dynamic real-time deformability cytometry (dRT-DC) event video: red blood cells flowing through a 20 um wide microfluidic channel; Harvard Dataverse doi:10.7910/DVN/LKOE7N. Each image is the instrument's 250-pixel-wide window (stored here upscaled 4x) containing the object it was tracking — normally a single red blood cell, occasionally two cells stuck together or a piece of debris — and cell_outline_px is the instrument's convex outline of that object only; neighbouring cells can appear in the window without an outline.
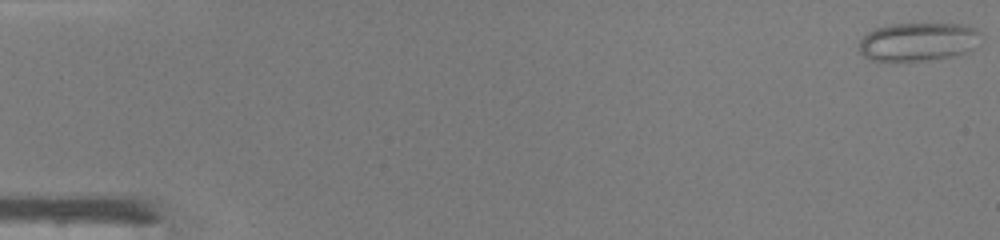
{"species": "common noctule bat (a hibernating species)", "species_latin": "Nyctalus noctula", "temperature_condition": "warm", "stored_images_in_passage": 47, "camera_frame_rate_fps": 3000, "um_per_image_px": 0.085, "animal": {"sex": "male", "body_mass_g": 19.0, "forearm_length_mm": 50.8}, "frame": {"image": 1, "passage_image": 1, "time_ms": 0.0, "image_size_px": [1000, 240], "cell_outline_px": [[980, 32], [972, 48], [968, 52], [952, 56], [928, 60], [872, 60], [864, 56], [860, 52], [860, 40], [868, 32], [876, 28], [892, 24], [964, 24], [976, 28]], "centroid_in_image_um": [78.03, 3.54], "position_along_channel_um": 7.0, "area_um2": 26.82}}
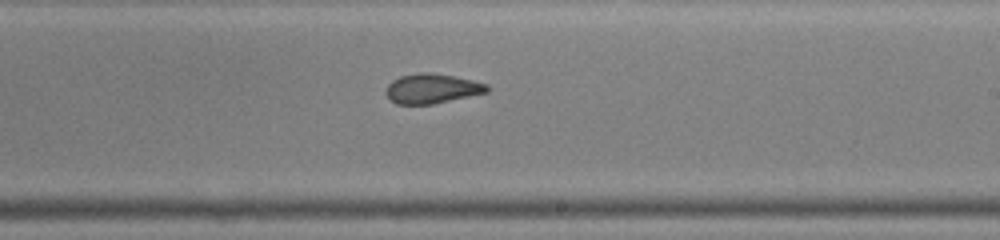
{"frame": {"image": 2, "passage_image": 29, "time_ms": 9.333, "image_size_px": [1000, 240], "cell_outline_px": [[488, 92], [432, 104], [396, 104], [384, 92], [388, 84], [392, 80], [400, 76], [420, 72], [428, 72], [452, 76], [472, 80], [488, 84]], "centroid_in_image_um": [36.69, 7.52], "position_along_channel_um": 252.3, "area_um2": 17.34}}
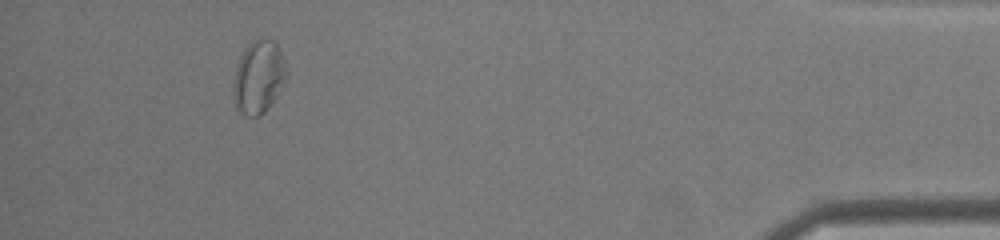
{"frame": {"image": 3, "passage_image": 44, "time_ms": 14.333, "image_size_px": [1000, 240], "cell_outline_px": [[288, 76], [276, 96], [264, 112], [260, 116], [248, 116], [240, 112], [236, 108], [232, 92], [232, 84], [236, 68], [240, 56], [244, 48], [252, 40], [260, 36], [272, 40], [276, 44], [284, 60], [288, 72]], "centroid_in_image_um": [21.96, 6.52], "position_along_channel_um": 413.2, "area_um2": 22.83}, "authors_computed_cell_mechanics": {"area_um2": 19.3052, "velocity_mm_per_s": 4.3388, "shape_relaxation_time_tau1_ms": null, "shape_relaxation_time_tau2_ms": 2.1974, "deformation_change_tau1": null, "deformation_change_tau2": 0.0739}}